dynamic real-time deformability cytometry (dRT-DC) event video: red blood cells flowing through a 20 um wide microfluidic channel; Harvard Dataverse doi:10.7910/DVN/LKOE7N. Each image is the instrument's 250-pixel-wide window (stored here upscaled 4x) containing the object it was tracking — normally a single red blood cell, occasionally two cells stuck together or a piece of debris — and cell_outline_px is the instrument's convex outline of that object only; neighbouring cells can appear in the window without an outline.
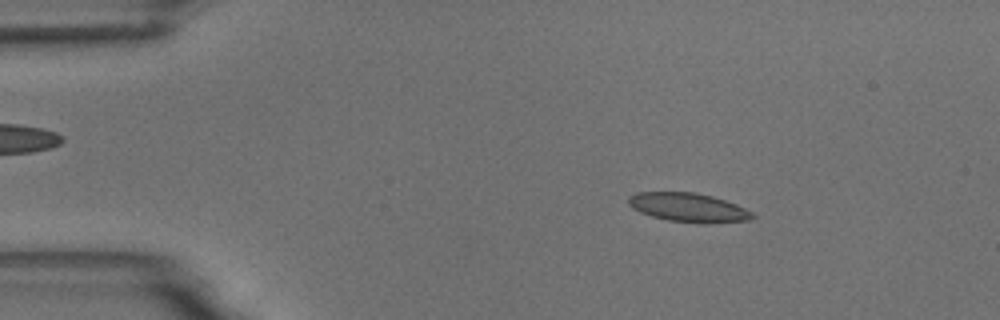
{"species": "common noctule bat (a hibernating species)", "species_latin": "Nyctalus noctula", "temperature_condition": "room temperature", "stored_images_in_passage": 15, "camera_frame_rate_fps": 3000, "um_per_image_px": 0.085, "animal": {"sex": "male", "body_mass_g": 18.8}, "frame": {"image": 1, "passage_image": 8, "time_ms": 2.333, "image_size_px": [1000, 320], "cell_outline_px": [[756, 216], [748, 220], [668, 220], [652, 216], [640, 212], [632, 208], [628, 204], [628, 196], [636, 192], [696, 192], [712, 196], [736, 204], [752, 212]], "centroid_in_image_um": [58.4, 17.56], "position_along_channel_um": 26.6, "area_um2": 19.83}}